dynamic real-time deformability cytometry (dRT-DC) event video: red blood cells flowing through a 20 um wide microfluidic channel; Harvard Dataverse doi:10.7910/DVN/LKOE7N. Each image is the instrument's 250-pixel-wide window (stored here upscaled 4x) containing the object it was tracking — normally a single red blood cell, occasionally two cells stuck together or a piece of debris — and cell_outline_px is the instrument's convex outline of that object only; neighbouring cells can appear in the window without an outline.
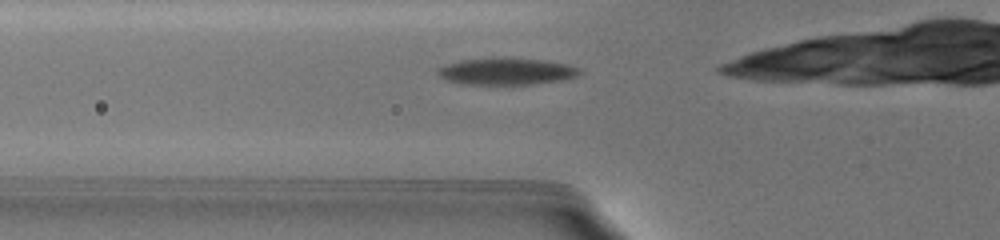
{"species": "common noctule bat (a hibernating species)", "species_latin": "Nyctalus noctula", "temperature_condition": "warm", "stored_images_in_passage": 41, "camera_frame_rate_fps": 3000, "um_per_image_px": 0.085, "animal": {"sex": "female", "body_mass_g": 19.5, "forearm_length_mm": 54.1}, "frame": {"image": 1, "passage_image": 3, "time_ms": 0.333, "image_size_px": [1000, 240], "cell_outline_px": [[580, 72], [576, 76], [564, 80], [532, 84], [460, 84], [448, 80], [440, 76], [436, 72], [436, 68], [444, 64], [460, 60], [544, 60], [568, 64], [580, 68]], "centroid_in_image_um": [43.03, 6.1], "position_along_channel_um": 82.8, "area_um2": 21.44}}
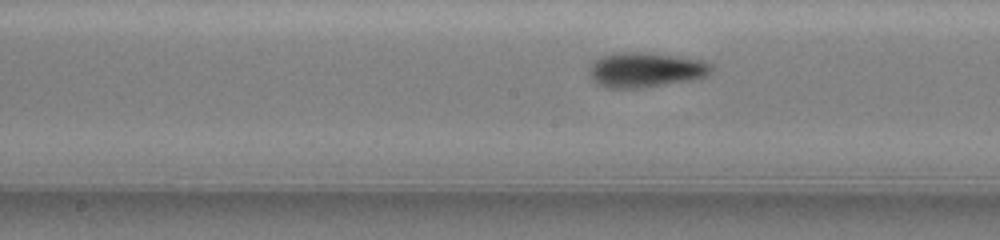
{"frame": {"image": 2, "passage_image": 17, "time_ms": 3.333, "image_size_px": [1000, 240], "cell_outline_px": [[716, 68], [712, 72], [704, 76], [692, 80], [644, 88], [608, 88], [596, 84], [588, 76], [588, 64], [604, 56], [620, 52], [648, 52], [680, 56], [704, 60], [712, 64]], "centroid_in_image_um": [54.89, 5.94], "position_along_channel_um": 193.3, "area_um2": 25.43}}
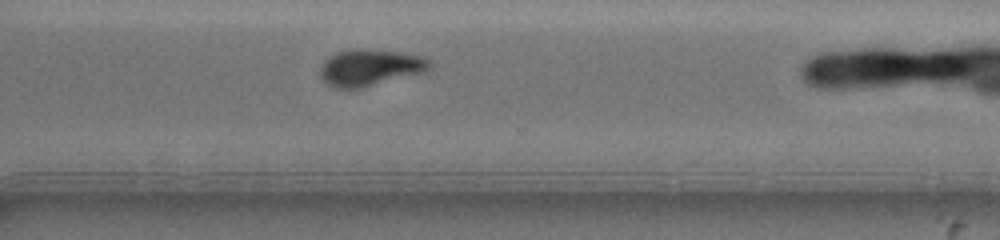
{"frame": {"image": 3, "passage_image": 40, "time_ms": 7.333, "image_size_px": [1000, 240], "cell_outline_px": [[432, 64], [424, 72], [360, 88], [336, 88], [328, 84], [320, 76], [320, 64], [328, 56], [336, 52], [360, 48], [400, 52], [420, 56], [428, 60]], "centroid_in_image_um": [31.4, 5.73], "position_along_channel_um": 339.2, "area_um2": 23.12}}